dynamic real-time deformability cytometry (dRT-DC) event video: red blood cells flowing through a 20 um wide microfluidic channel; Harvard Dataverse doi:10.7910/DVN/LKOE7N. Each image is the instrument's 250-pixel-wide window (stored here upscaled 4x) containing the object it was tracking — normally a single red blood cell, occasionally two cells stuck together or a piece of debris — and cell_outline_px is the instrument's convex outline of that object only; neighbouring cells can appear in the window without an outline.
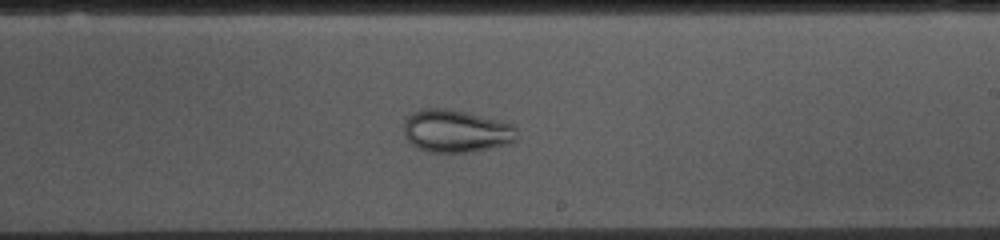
{"species": "common noctule bat (a hibernating species)", "species_latin": "Nyctalus noctula", "temperature_condition": "cold", "stored_images_in_passage": 53, "camera_frame_rate_fps": 3000, "um_per_image_px": 0.085, "animal": {"sex": "female", "body_mass_g": 10.0, "forearm_length_mm": 53.1}, "frame": {"image": 1, "passage_image": 30, "time_ms": 9.667, "image_size_px": [1000, 240], "cell_outline_px": [[520, 136], [512, 144], [464, 152], [428, 152], [416, 148], [404, 136], [404, 120], [412, 112], [424, 108], [448, 108], [468, 112], [500, 120], [512, 124], [516, 128]], "centroid_in_image_um": [38.78, 11.13], "position_along_channel_um": 250.2, "area_um2": 28.55}}
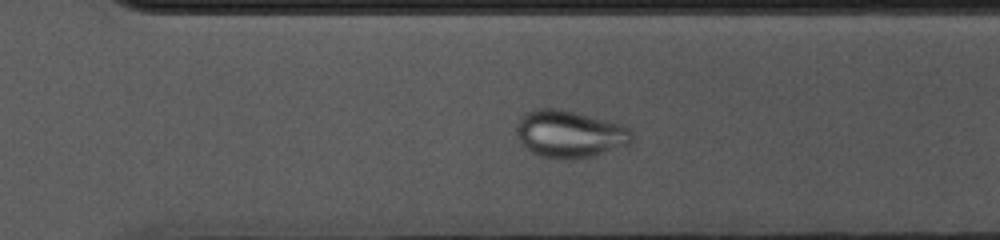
{"frame": {"image": 2, "passage_image": 36, "time_ms": 11.667, "image_size_px": [1000, 240], "cell_outline_px": [[632, 144], [592, 156], [544, 156], [532, 152], [520, 140], [516, 132], [516, 128], [520, 116], [532, 108], [560, 108], [624, 124], [632, 132]], "centroid_in_image_um": [48.45, 11.32], "position_along_channel_um": 322.1, "area_um2": 31.27}}
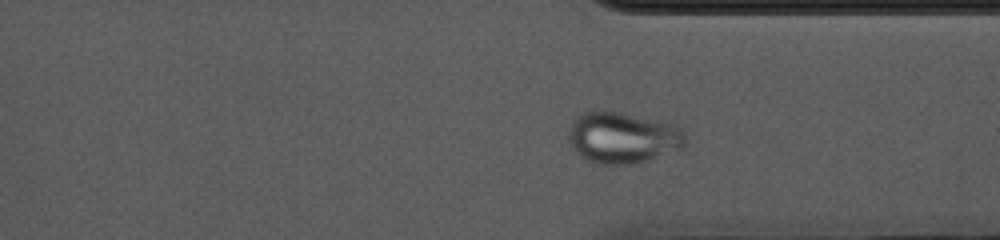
{"frame": {"image": 3, "passage_image": 39, "time_ms": 12.667, "image_size_px": [1000, 240], "cell_outline_px": [[688, 144], [680, 148], [652, 160], [632, 164], [596, 164], [580, 156], [572, 148], [568, 140], [568, 136], [572, 124], [576, 116], [584, 112], [620, 112], [676, 124], [684, 132], [688, 140]], "centroid_in_image_um": [52.97, 11.72], "position_along_channel_um": 358.4, "area_um2": 35.08}}